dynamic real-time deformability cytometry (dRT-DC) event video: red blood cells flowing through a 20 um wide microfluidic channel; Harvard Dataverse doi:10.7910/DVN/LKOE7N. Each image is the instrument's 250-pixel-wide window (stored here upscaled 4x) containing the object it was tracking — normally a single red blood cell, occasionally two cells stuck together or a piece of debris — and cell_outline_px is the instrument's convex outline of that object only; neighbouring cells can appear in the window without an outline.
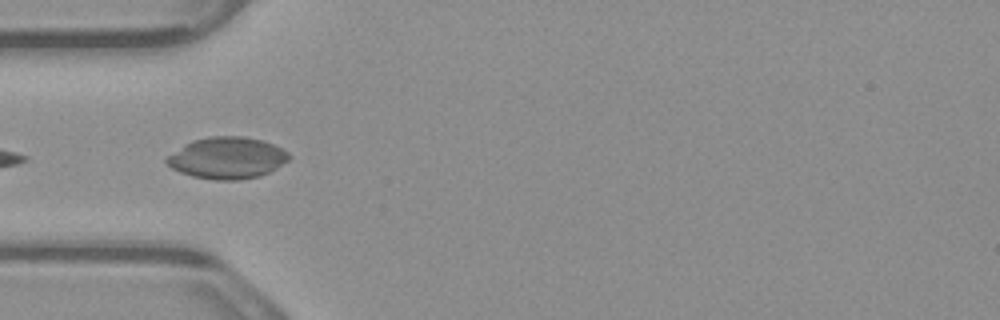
{"species": "common noctule bat (a hibernating species)", "species_latin": "Nyctalus noctula", "temperature_condition": "warm", "stored_images_in_passage": 7, "camera_frame_rate_fps": 3000, "um_per_image_px": 0.085, "animal": {"sex": "male", "body_mass_g": 23.1, "forearm_length_mm": 52.7}, "frame": {"image": 1, "passage_image": 5, "time_ms": 1.333, "image_size_px": [1000, 320], "cell_outline_px": [[292, 156], [288, 160], [276, 168], [260, 176], [240, 180], [216, 180], [192, 176], [180, 172], [172, 168], [164, 160], [168, 156], [184, 144], [192, 140], [212, 136], [244, 136], [264, 140], [288, 152]], "centroid_in_image_um": [19.31, 13.42], "position_along_channel_um": 65.7, "area_um2": 29.65}}
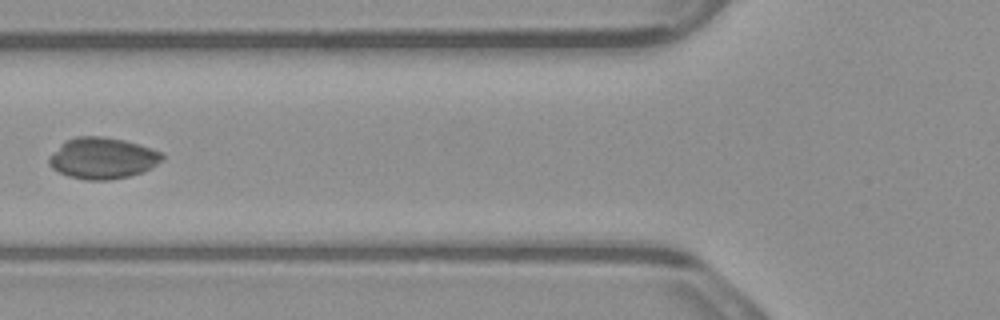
{"frame": {"image": 2, "passage_image": 6, "time_ms": 1.667, "image_size_px": [1000, 320], "cell_outline_px": [[164, 160], [140, 172], [128, 176], [108, 180], [84, 180], [68, 176], [52, 168], [48, 164], [48, 156], [60, 144], [76, 136], [104, 136], [124, 140], [152, 148], [160, 152], [164, 156]], "centroid_in_image_um": [8.68, 13.44], "position_along_channel_um": 117.1, "area_um2": 27.17}}
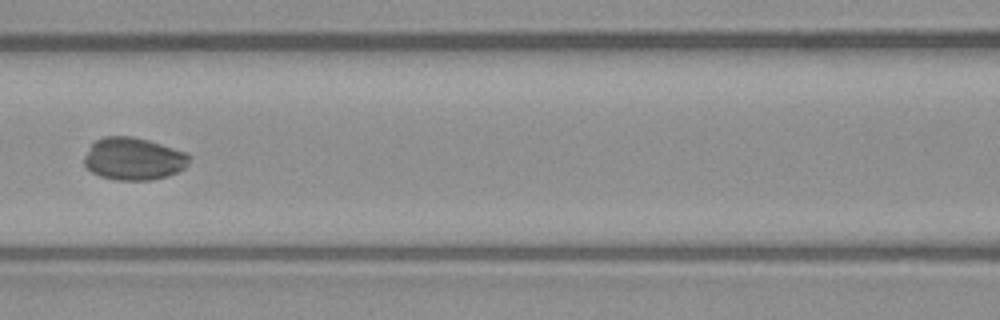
{"frame": {"image": 3, "passage_image": 7, "time_ms": 2.0, "image_size_px": [1000, 320], "cell_outline_px": [[192, 156], [188, 164], [184, 168], [168, 176], [152, 180], [116, 180], [100, 176], [92, 172], [84, 164], [84, 156], [92, 144], [96, 140], [104, 136], [132, 136], [148, 140], [184, 152]], "centroid_in_image_um": [11.35, 13.5], "position_along_channel_um": 155.3, "area_um2": 25.95}}